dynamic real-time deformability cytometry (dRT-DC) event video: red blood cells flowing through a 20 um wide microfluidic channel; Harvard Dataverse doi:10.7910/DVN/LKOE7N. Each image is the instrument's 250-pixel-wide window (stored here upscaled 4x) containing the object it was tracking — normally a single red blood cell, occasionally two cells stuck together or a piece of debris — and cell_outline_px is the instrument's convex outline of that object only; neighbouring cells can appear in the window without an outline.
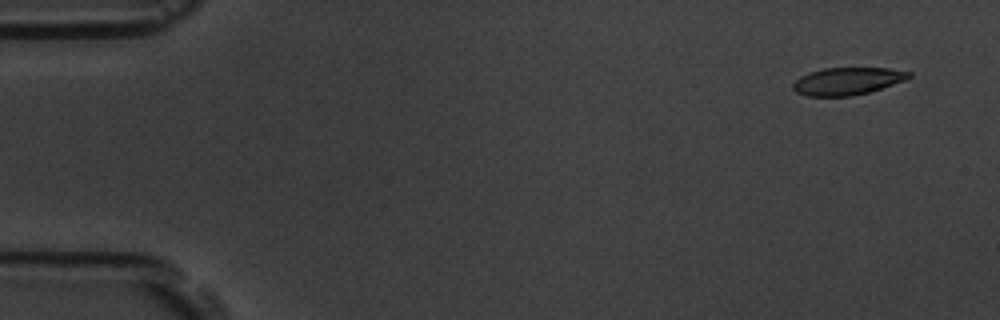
{"species": "common noctule bat (a hibernating species)", "species_latin": "Nyctalus noctula", "temperature_condition": "room temperature", "stored_images_in_passage": 6, "camera_frame_rate_fps": 3000, "um_per_image_px": 0.085, "animal": {"sex": "male", "body_mass_g": 19.5, "forearm_length_mm": 54.6}, "frame": {"image": 1, "passage_image": 1, "time_ms": 0.0, "image_size_px": [1000, 320], "cell_outline_px": [[912, 76], [908, 80], [868, 92], [852, 96], [808, 96], [796, 92], [792, 88], [792, 84], [800, 76], [808, 72], [824, 68], [888, 68], [912, 72]], "centroid_in_image_um": [72.05, 6.89], "position_along_channel_um": 13.0, "area_um2": 18.67}}
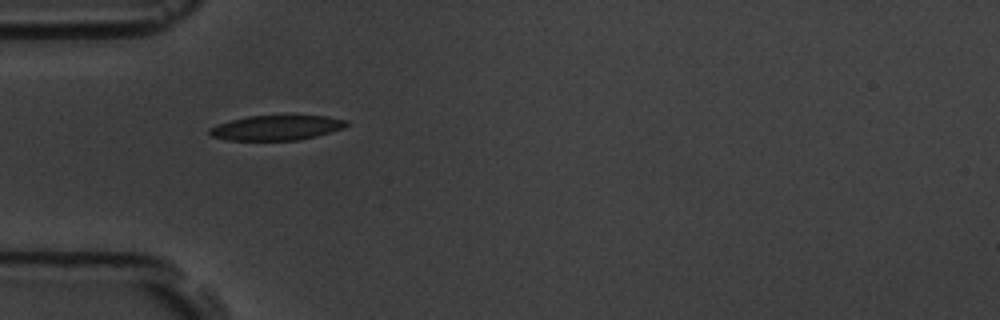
{"frame": {"image": 2, "passage_image": 5, "time_ms": 4.667, "image_size_px": [1000, 320], "cell_outline_px": [[348, 124], [344, 128], [316, 136], [296, 140], [228, 140], [212, 136], [208, 132], [208, 128], [232, 120], [248, 116], [328, 116], [348, 120]], "centroid_in_image_um": [23.52, 10.86], "position_along_channel_um": 61.5, "area_um2": 19.65}}
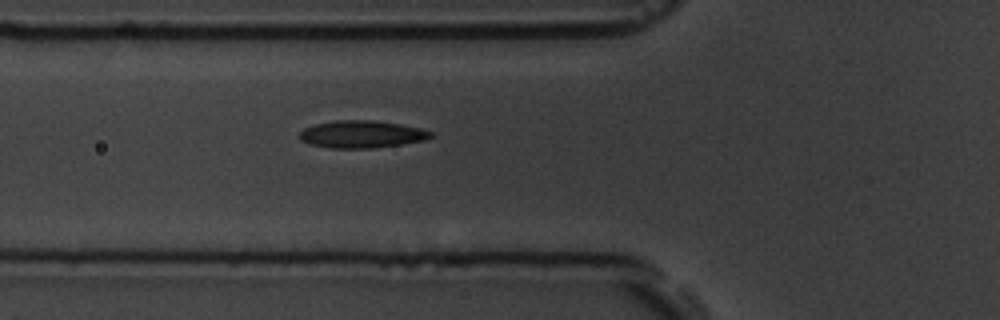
{"frame": {"image": 3, "passage_image": 6, "time_ms": 5.667, "image_size_px": [1000, 320], "cell_outline_px": [[432, 136], [424, 140], [376, 148], [332, 148], [308, 144], [300, 140], [296, 136], [304, 128], [316, 124], [336, 120], [376, 120], [400, 124], [420, 128], [432, 132]], "centroid_in_image_um": [30.69, 11.41], "position_along_channel_um": 95.1, "area_um2": 20.98}}